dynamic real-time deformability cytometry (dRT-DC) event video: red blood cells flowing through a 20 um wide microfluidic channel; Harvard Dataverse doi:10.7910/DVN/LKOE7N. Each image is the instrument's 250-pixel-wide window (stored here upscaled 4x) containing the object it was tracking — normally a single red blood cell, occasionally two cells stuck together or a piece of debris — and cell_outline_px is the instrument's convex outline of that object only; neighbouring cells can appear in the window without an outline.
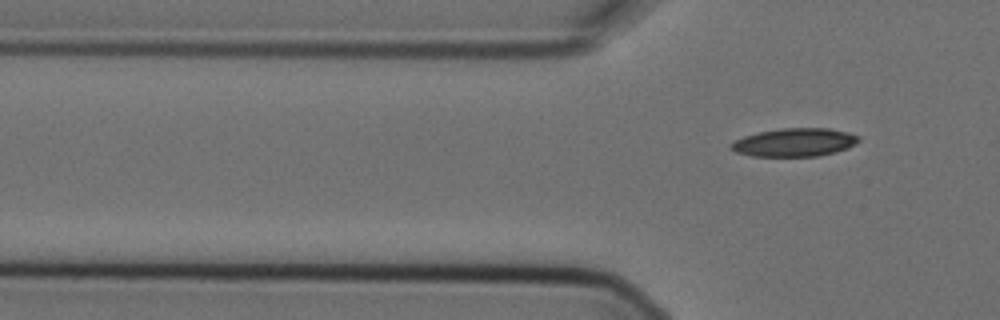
{"species": "Egyptian fruit bat (a non-hibernating species)", "species_latin": "Rousettus aegyptiacus", "temperature_condition": "cold", "stored_images_in_passage": 6, "segment_of_instrument_passage": [2, 2], "camera_frame_rate_fps": 3000, "um_per_image_px": 0.085, "animal": {"sex": "female"}, "frame": {"image": 1, "passage_image": 6, "time_ms": 1.667, "image_size_px": [1000, 320], "cell_outline_px": [[860, 140], [856, 144], [848, 148], [836, 152], [820, 156], [752, 156], [736, 152], [728, 148], [728, 144], [744, 136], [760, 132], [780, 128], [828, 128], [848, 132], [860, 136]], "centroid_in_image_um": [67.55, 12.1], "position_along_channel_um": 58.3, "area_um2": 21.21}}